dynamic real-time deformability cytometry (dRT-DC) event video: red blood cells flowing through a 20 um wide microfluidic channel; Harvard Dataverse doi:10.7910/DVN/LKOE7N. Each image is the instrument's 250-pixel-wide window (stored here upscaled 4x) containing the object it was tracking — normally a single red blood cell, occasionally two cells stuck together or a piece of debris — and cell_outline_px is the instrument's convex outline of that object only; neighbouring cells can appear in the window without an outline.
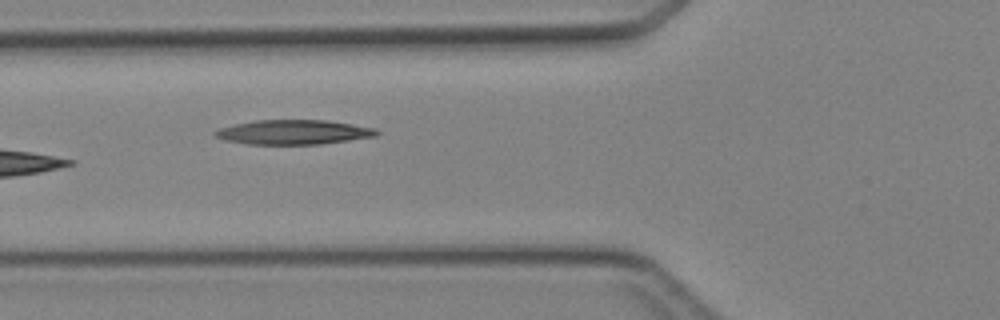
{"species": "Egyptian fruit bat (a non-hibernating species)", "species_latin": "Rousettus aegyptiacus", "temperature_condition": "cold", "stored_images_in_passage": 6, "camera_frame_rate_fps": 3000, "um_per_image_px": 0.085, "animal": {"sex": "female"}, "frame": {"image": 1, "passage_image": 5, "time_ms": 4.667, "image_size_px": [1000, 320], "cell_outline_px": [[380, 132], [376, 136], [320, 144], [248, 144], [224, 140], [216, 136], [212, 132], [220, 128], [236, 124], [256, 120], [328, 120], [376, 128]], "centroid_in_image_um": [24.96, 11.23], "position_along_channel_um": 100.8, "area_um2": 23.0}}
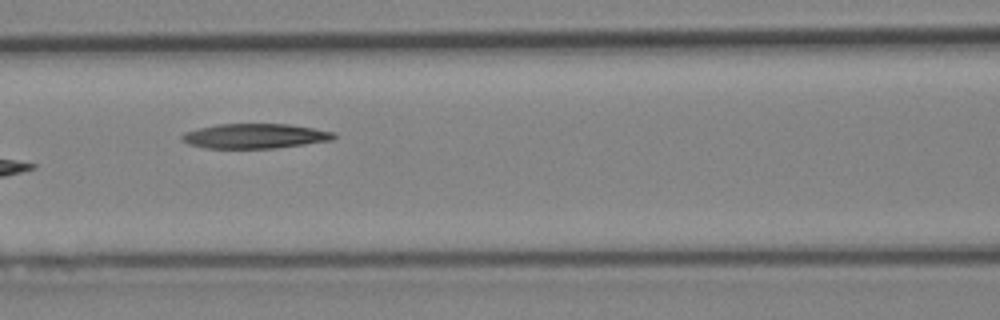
{"frame": {"image": 2, "passage_image": 6, "time_ms": 5.667, "image_size_px": [1000, 320], "cell_outline_px": [[336, 136], [332, 140], [276, 148], [204, 148], [188, 144], [180, 140], [180, 136], [184, 132], [216, 124], [288, 124], [336, 132]], "centroid_in_image_um": [21.64, 11.56], "position_along_channel_um": 145.0, "area_um2": 21.96}}